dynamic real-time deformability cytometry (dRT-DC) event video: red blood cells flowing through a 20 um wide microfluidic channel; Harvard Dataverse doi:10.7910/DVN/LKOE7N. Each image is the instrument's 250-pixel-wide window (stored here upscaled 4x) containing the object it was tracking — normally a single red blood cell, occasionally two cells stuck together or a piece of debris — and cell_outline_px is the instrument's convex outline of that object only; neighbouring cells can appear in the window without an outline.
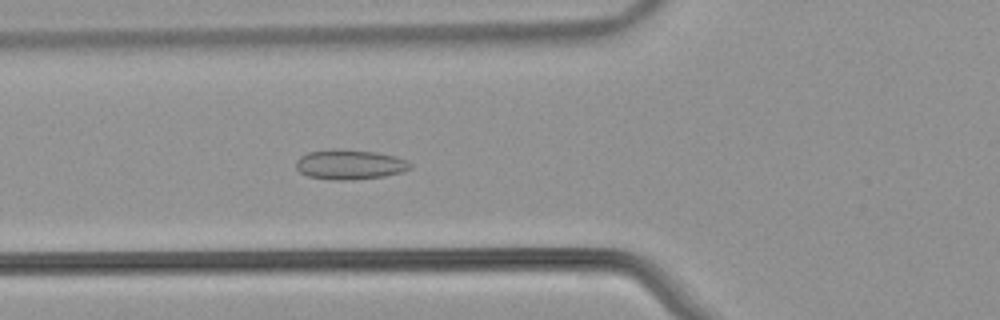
{"species": "common noctule bat (a hibernating species)", "species_latin": "Nyctalus noctula", "temperature_condition": "warm", "stored_images_in_passage": 52, "camera_frame_rate_fps": 3000, "um_per_image_px": 0.085, "animal": {"sex": "male", "body_mass_g": 21.5, "forearm_length_mm": 52.0}, "frame": {"image": 1, "passage_image": 18, "time_ms": 5.667, "image_size_px": [1000, 320], "cell_outline_px": [[412, 168], [404, 172], [384, 176], [348, 180], [332, 180], [308, 176], [300, 172], [296, 168], [296, 160], [300, 156], [308, 152], [376, 152], [396, 156], [408, 160], [412, 164]], "centroid_in_image_um": [29.8, 14.04], "position_along_channel_um": 96.0, "area_um2": 19.13}}
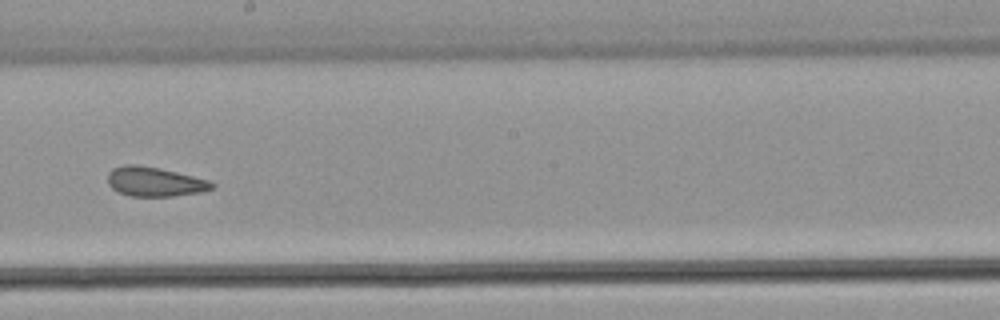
{"frame": {"image": 2, "passage_image": 29, "time_ms": 9.333, "image_size_px": [1000, 320], "cell_outline_px": [[216, 184], [212, 188], [200, 192], [172, 196], [128, 196], [112, 188], [108, 184], [108, 172], [112, 168], [124, 164], [140, 164], [160, 168], [208, 180]], "centroid_in_image_um": [13.1, 15.43], "position_along_channel_um": 235.1, "area_um2": 17.86}}
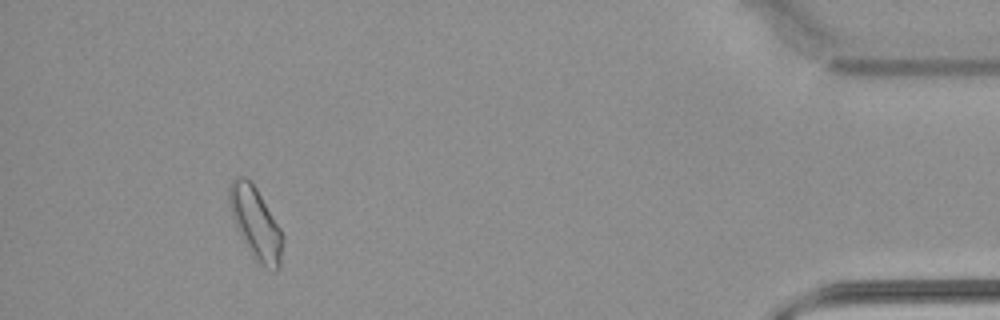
{"frame": {"image": 3, "passage_image": 48, "time_ms": 15.667, "image_size_px": [1000, 320], "cell_outline_px": [[284, 240], [280, 268], [276, 272], [272, 272], [256, 264], [232, 216], [228, 200], [228, 188], [232, 180], [236, 176], [244, 176], [256, 188], [280, 228], [284, 236]], "centroid_in_image_um": [21.76, 19.04], "position_along_channel_um": 413.4, "area_um2": 22.43}, "authors_computed_cell_mechanics": {"area_um2": 19.2474, "velocity_mm_per_s": 3.7924, "shape_relaxation_time_tau1_ms": null, "shape_relaxation_time_tau2_ms": 1.5906, "deformation_change_tau1": null, "deformation_change_tau2": 0.0724}}